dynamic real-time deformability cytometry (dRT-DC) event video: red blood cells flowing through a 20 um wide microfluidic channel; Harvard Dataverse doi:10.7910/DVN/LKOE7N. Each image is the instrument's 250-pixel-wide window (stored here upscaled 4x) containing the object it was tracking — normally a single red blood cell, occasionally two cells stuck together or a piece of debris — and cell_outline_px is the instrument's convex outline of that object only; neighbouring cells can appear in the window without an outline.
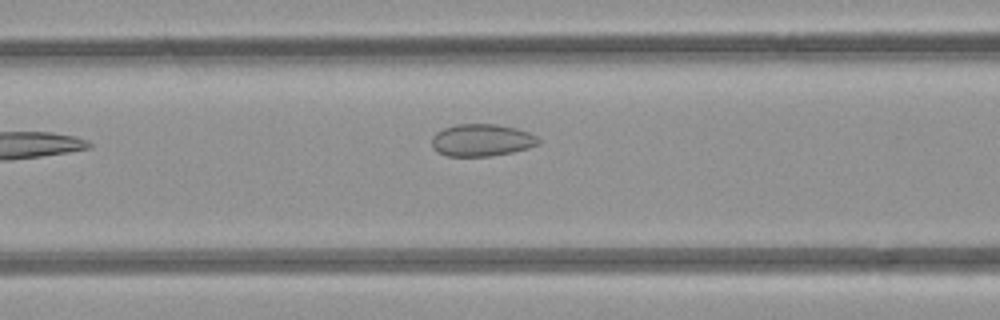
{"species": "common noctule bat (a hibernating species)", "species_latin": "Nyctalus noctula", "temperature_condition": "room temperature", "stored_images_in_passage": 7, "camera_frame_rate_fps": 3000, "um_per_image_px": 0.085, "animal": {"sex": "female", "body_mass_g": 21.9}, "frame": {"image": 1, "passage_image": 6, "time_ms": 6.333, "image_size_px": [1000, 320], "cell_outline_px": [[540, 144], [528, 148], [512, 152], [488, 156], [448, 156], [436, 152], [432, 148], [432, 136], [436, 132], [444, 128], [456, 124], [496, 124], [516, 128], [528, 132], [536, 136], [540, 140]], "centroid_in_image_um": [40.92, 11.91], "position_along_channel_um": 125.7, "area_um2": 20.11}}